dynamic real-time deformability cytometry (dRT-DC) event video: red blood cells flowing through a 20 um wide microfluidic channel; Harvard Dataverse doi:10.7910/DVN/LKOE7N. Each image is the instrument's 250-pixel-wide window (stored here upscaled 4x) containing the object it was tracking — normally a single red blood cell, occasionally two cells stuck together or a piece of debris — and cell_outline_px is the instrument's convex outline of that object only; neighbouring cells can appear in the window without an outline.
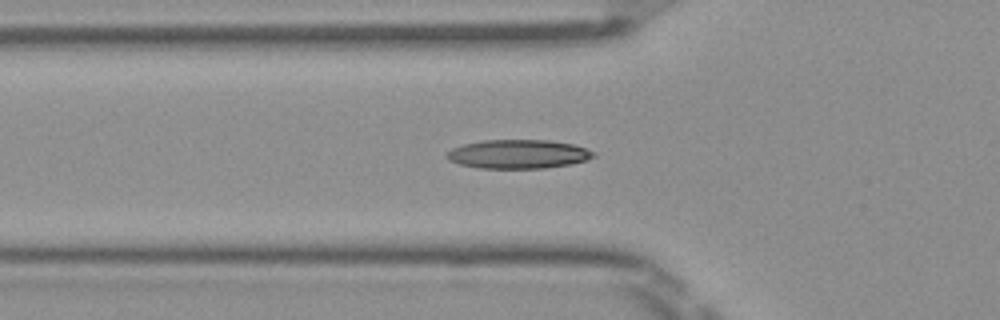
{"species": "Egyptian fruit bat (a non-hibernating species)", "species_latin": "Rousettus aegyptiacus", "temperature_condition": "room temperature", "stored_images_in_passage": 48, "camera_frame_rate_fps": 3000, "um_per_image_px": 0.085, "frame": {"image": 1, "passage_image": 18, "time_ms": 5.667, "image_size_px": [1000, 320], "cell_outline_px": [[596, 156], [572, 164], [544, 168], [480, 168], [460, 164], [448, 160], [444, 156], [452, 148], [464, 144], [480, 140], [548, 140], [572, 144], [596, 152]], "centroid_in_image_um": [44.03, 13.09], "position_along_channel_um": 81.8, "area_um2": 24.68}}
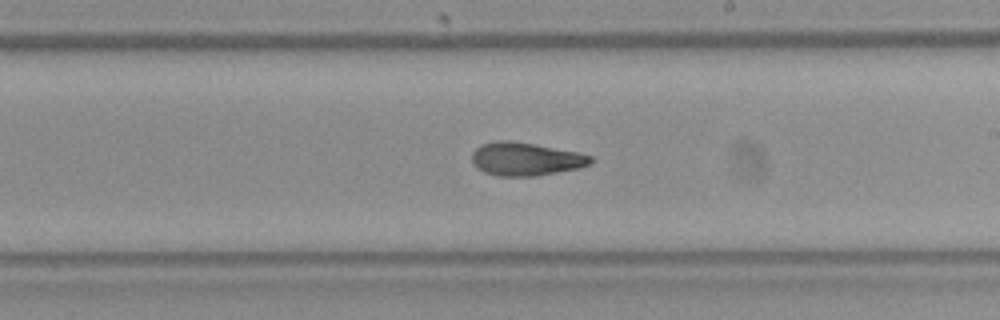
{"frame": {"image": 2, "passage_image": 30, "time_ms": 9.667, "image_size_px": [1000, 320], "cell_outline_px": [[592, 164], [580, 168], [532, 176], [500, 176], [484, 172], [476, 168], [472, 164], [472, 152], [480, 144], [496, 140], [512, 140], [580, 152], [592, 156]], "centroid_in_image_um": [44.67, 13.5], "position_along_channel_um": 244.3, "area_um2": 23.24}}
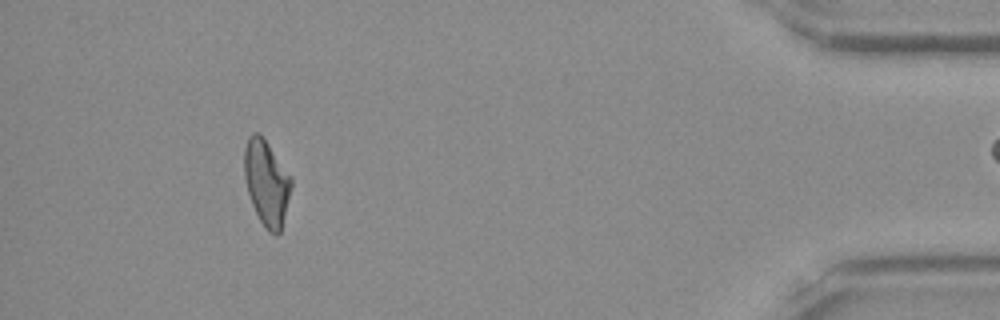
{"frame": {"image": 3, "passage_image": 47, "time_ms": 15.333, "image_size_px": [1000, 320], "cell_outline_px": [[292, 184], [280, 232], [276, 236], [268, 232], [264, 228], [252, 204], [248, 192], [244, 176], [244, 148], [248, 136], [252, 132], [260, 132], [292, 176]], "centroid_in_image_um": [22.65, 15.49], "position_along_channel_um": 412.6, "area_um2": 23.52}}